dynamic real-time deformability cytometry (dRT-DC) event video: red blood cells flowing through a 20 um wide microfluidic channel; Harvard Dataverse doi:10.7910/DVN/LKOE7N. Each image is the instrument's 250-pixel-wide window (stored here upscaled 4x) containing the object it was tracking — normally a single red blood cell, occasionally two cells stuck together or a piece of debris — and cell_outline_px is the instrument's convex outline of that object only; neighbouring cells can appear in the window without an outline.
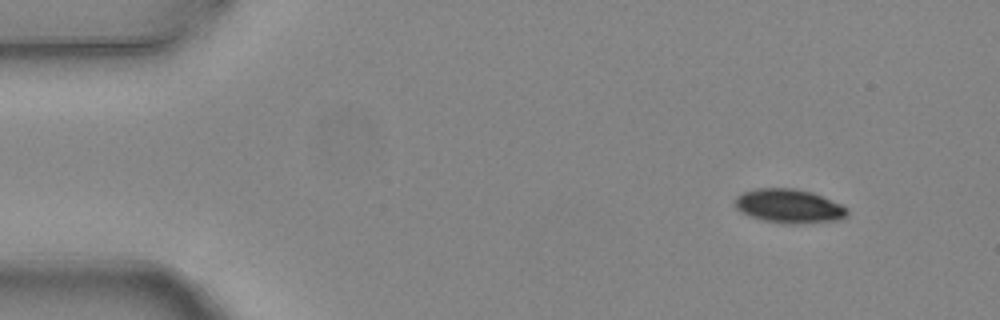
{"species": "common noctule bat (a hibernating species)", "species_latin": "Nyctalus noctula", "temperature_condition": "warm", "stored_images_in_passage": 8, "camera_frame_rate_fps": 3000, "um_per_image_px": 0.085, "animal": {"sex": "female", "body_mass_g": 24.6, "forearm_length_mm": 56.2}, "frame": {"image": 1, "passage_image": 1, "time_ms": 0.0, "image_size_px": [1000, 320], "cell_outline_px": [[848, 216], [840, 220], [792, 224], [764, 220], [748, 216], [740, 212], [736, 208], [736, 196], [744, 192], [756, 188], [796, 188], [812, 192], [840, 204], [848, 208]], "centroid_in_image_um": [67.08, 17.51], "position_along_channel_um": 17.9, "area_um2": 22.2}}
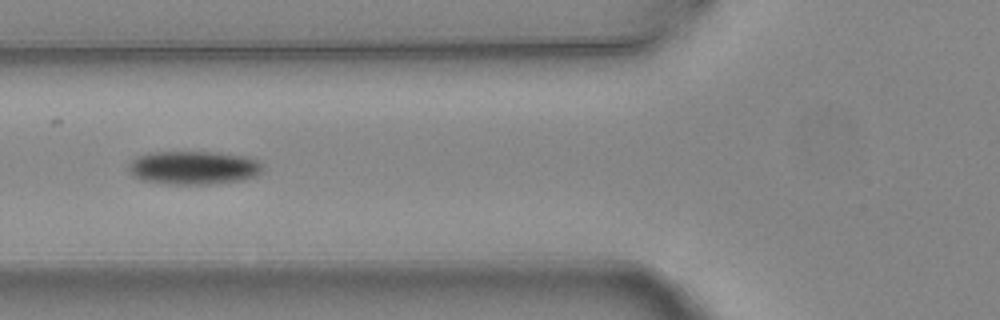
{"frame": {"image": 2, "passage_image": 5, "time_ms": 1.333, "image_size_px": [1000, 320], "cell_outline_px": [[264, 168], [256, 176], [244, 180], [212, 184], [168, 184], [140, 180], [132, 176], [128, 168], [128, 164], [136, 156], [148, 152], [220, 152], [248, 156], [260, 160], [264, 164]], "centroid_in_image_um": [16.49, 14.25], "position_along_channel_um": 109.3, "area_um2": 26.82}}
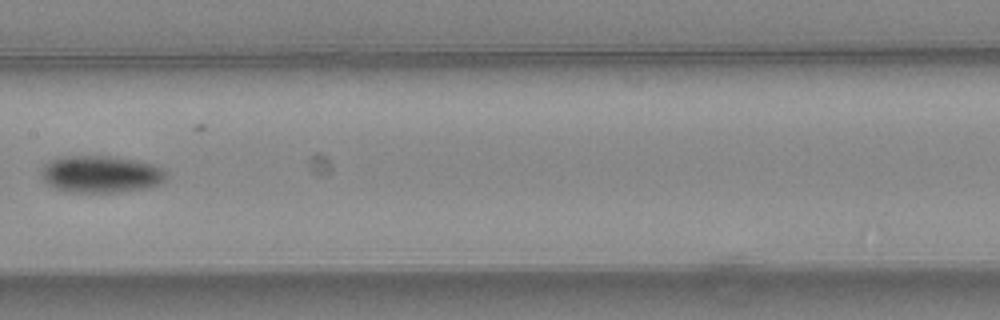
{"frame": {"image": 3, "passage_image": 7, "time_ms": 2.0, "image_size_px": [1000, 320], "cell_outline_px": [[168, 176], [160, 184], [148, 188], [120, 192], [64, 192], [48, 184], [40, 176], [40, 168], [48, 160], [56, 156], [112, 156], [152, 164], [164, 168], [168, 172]], "centroid_in_image_um": [8.55, 14.8], "position_along_channel_um": 198.9, "area_um2": 27.51}}